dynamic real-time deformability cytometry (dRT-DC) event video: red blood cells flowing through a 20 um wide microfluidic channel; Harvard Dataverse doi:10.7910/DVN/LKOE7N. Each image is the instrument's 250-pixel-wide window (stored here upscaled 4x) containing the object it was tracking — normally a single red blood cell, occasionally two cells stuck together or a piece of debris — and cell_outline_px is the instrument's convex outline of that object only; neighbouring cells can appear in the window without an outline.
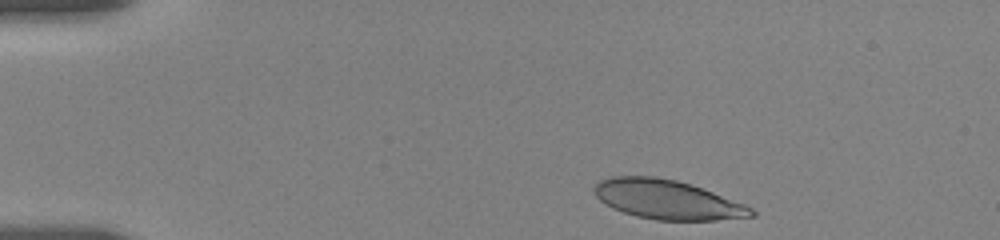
{"species": "human", "species_latin": "Homo sapiens", "temperature_condition": "room temperature", "stored_images_in_passage": 4, "camera_frame_rate_fps": 3000, "um_per_image_px": 0.085, "donor": {"sex": "female"}, "frame": {"image": 1, "passage_image": 1, "time_ms": 0.0, "image_size_px": [1000, 240], "cell_outline_px": [[756, 216], [716, 220], [656, 220], [636, 216], [612, 208], [600, 200], [596, 196], [592, 188], [600, 180], [612, 176], [656, 176], [676, 180], [692, 184], [744, 204], [752, 208], [756, 212]], "centroid_in_image_um": [56.71, 16.96], "position_along_channel_um": 28.3, "area_um2": 35.95}}